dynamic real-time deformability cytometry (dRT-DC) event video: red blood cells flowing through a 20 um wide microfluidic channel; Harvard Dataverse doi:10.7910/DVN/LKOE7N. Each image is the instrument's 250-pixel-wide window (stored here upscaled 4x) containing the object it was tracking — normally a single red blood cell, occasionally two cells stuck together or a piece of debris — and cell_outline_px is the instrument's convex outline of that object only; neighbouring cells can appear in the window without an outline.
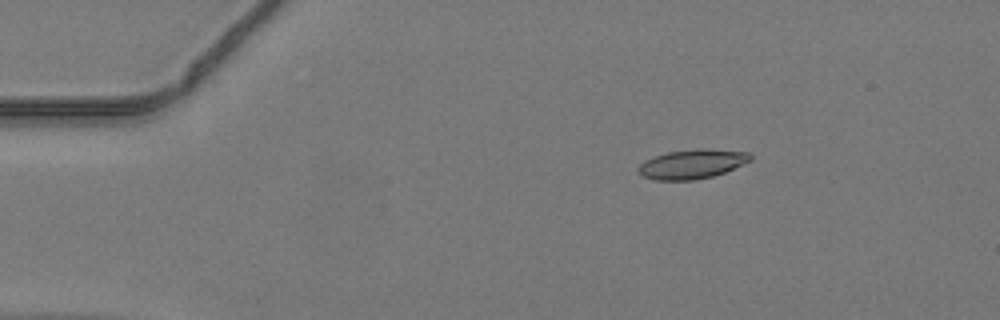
{"species": "common noctule bat (a hibernating species)", "species_latin": "Nyctalus noctula", "temperature_condition": "warm", "stored_images_in_passage": 41, "camera_frame_rate_fps": 3000, "um_per_image_px": 0.085, "animal": {"sex": "male", "body_mass_g": 19.2, "forearm_length_mm": 51.8}, "frame": {"image": 1, "passage_image": 1, "time_ms": 0.0, "image_size_px": [1000, 320], "cell_outline_px": [[752, 160], [724, 172], [712, 176], [696, 180], [652, 180], [640, 176], [636, 172], [636, 168], [644, 160], [668, 152], [700, 148], [748, 152], [752, 156]], "centroid_in_image_um": [58.77, 13.96], "position_along_channel_um": 26.2, "area_um2": 19.25}}
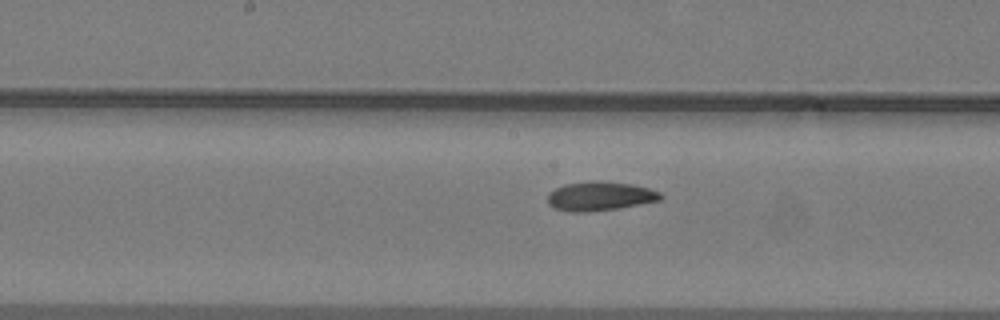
{"frame": {"image": 2, "passage_image": 18, "time_ms": 5.667, "image_size_px": [1000, 320], "cell_outline_px": [[664, 196], [660, 200], [620, 208], [588, 212], [572, 212], [552, 208], [548, 204], [548, 192], [564, 184], [588, 180], [604, 180], [632, 184], [648, 188], [660, 192]], "centroid_in_image_um": [50.97, 16.66], "position_along_channel_um": 197.2, "area_um2": 19.54}}
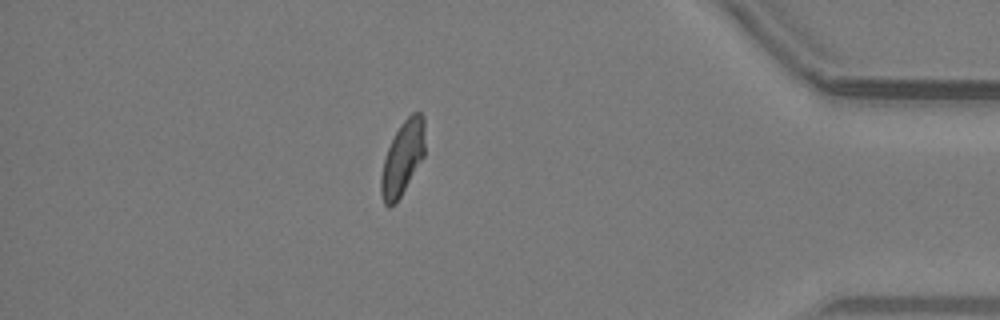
{"frame": {"image": 3, "passage_image": 35, "time_ms": 11.333, "image_size_px": [1000, 320], "cell_outline_px": [[424, 156], [400, 196], [388, 208], [384, 204], [380, 192], [380, 176], [384, 160], [388, 148], [400, 124], [412, 112], [420, 112], [424, 116]], "centroid_in_image_um": [34.21, 13.41], "position_along_channel_um": 401.0, "area_um2": 18.61}}